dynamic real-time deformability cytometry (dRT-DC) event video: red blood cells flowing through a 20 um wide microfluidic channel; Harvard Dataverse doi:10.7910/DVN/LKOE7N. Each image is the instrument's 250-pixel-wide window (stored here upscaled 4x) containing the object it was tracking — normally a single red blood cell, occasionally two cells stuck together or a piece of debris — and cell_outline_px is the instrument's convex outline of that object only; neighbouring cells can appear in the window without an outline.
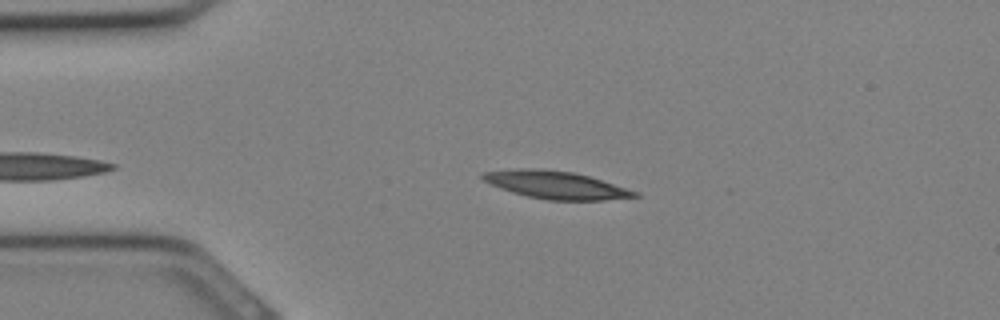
{"species": "Egyptian fruit bat (a non-hibernating species)", "species_latin": "Rousettus aegyptiacus", "temperature_condition": "cold", "stored_images_in_passage": 24, "camera_frame_rate_fps": 3000, "um_per_image_px": 0.085, "animal": {"sex": "female"}, "frame": {"image": 1, "passage_image": 2, "time_ms": 0.333, "image_size_px": [1000, 320], "cell_outline_px": [[640, 196], [604, 200], [548, 200], [528, 196], [512, 192], [492, 184], [484, 180], [480, 176], [484, 172], [520, 168], [544, 168], [576, 172], [640, 192]], "centroid_in_image_um": [47.29, 15.71], "position_along_channel_um": 37.7, "area_um2": 24.45}}
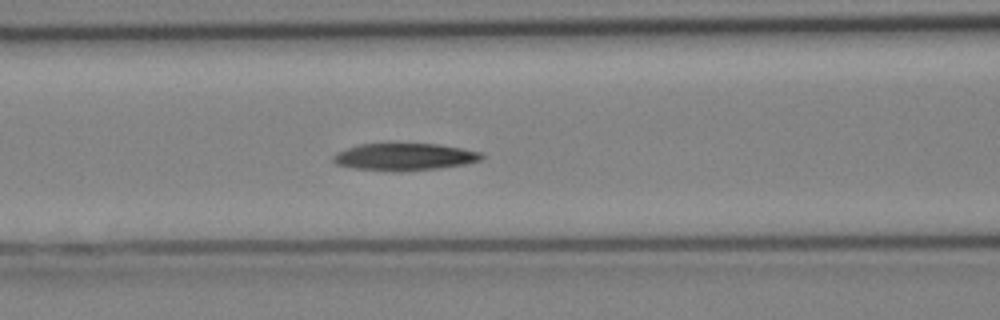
{"frame": {"image": 2, "passage_image": 8, "time_ms": 2.333, "image_size_px": [1000, 320], "cell_outline_px": [[484, 156], [480, 160], [464, 164], [436, 168], [400, 172], [392, 172], [352, 168], [336, 164], [332, 160], [332, 156], [348, 148], [360, 144], [440, 144], [484, 152]], "centroid_in_image_um": [34.4, 13.34], "position_along_channel_um": 132.2, "area_um2": 23.52}}
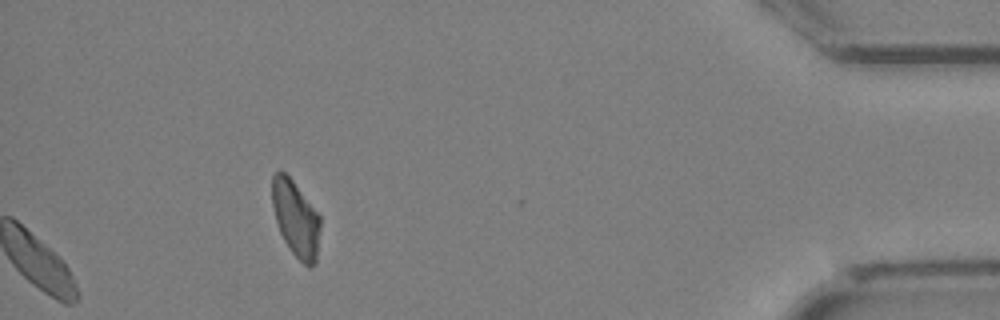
{"frame": {"image": 3, "passage_image": 24, "time_ms": 7.667, "image_size_px": [1000, 320], "cell_outline_px": [[320, 228], [316, 264], [308, 268], [292, 252], [284, 240], [280, 232], [276, 220], [272, 204], [272, 176], [276, 172], [284, 172], [292, 180], [320, 216]], "centroid_in_image_um": [25.15, 18.61], "position_along_channel_um": 410.1, "area_um2": 21.04}}